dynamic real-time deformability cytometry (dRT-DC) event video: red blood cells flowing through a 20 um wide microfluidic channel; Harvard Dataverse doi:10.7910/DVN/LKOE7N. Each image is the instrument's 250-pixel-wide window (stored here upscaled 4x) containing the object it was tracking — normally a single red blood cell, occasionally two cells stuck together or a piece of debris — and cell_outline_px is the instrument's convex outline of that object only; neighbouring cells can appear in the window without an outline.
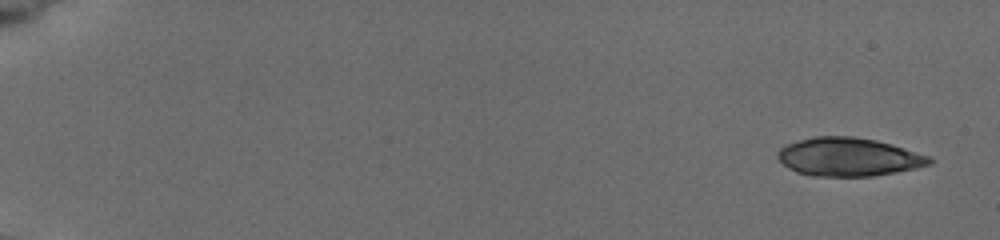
{"species": "common noctule bat (a hibernating species)", "species_latin": "Nyctalus noctula", "temperature_condition": "cold", "stored_images_in_passage": 6, "camera_frame_rate_fps": 3000, "um_per_image_px": 0.085, "animal": {"sex": "female", "body_mass_g": 19.5, "forearm_length_mm": 54.1}, "frame": {"image": 1, "passage_image": 1, "time_ms": 0.0, "image_size_px": [1000, 240], "cell_outline_px": [[936, 160], [932, 164], [916, 168], [896, 172], [872, 176], [812, 176], [796, 172], [788, 168], [776, 156], [776, 152], [784, 144], [816, 136], [852, 136], [876, 140], [892, 144], [928, 156]], "centroid_in_image_um": [72.12, 13.34], "position_along_channel_um": 12.9, "area_um2": 34.1}}